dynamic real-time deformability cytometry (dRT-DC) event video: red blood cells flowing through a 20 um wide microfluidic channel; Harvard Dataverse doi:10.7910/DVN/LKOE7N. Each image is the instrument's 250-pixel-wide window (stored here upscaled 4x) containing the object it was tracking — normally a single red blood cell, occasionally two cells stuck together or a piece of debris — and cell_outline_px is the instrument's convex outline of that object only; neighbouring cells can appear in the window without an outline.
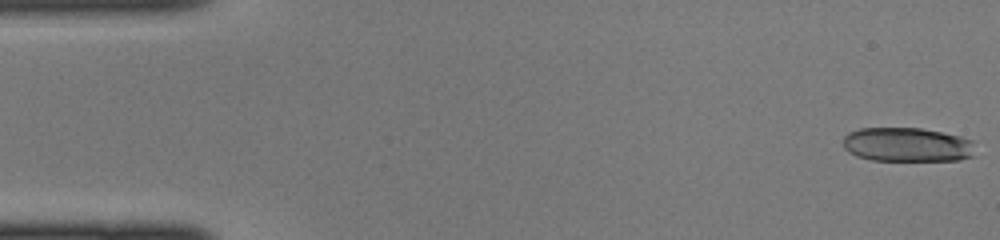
{"species": "common noctule bat (a hibernating species)", "species_latin": "Nyctalus noctula", "temperature_condition": "cold", "stored_images_in_passage": 45, "camera_frame_rate_fps": 3000, "um_per_image_px": 0.085, "animal": {"sex": "female", "body_mass_g": 22.0, "forearm_length_mm": 56.7}, "frame": {"image": 1, "passage_image": 1, "time_ms": 0.0, "image_size_px": [1000, 240], "cell_outline_px": [[972, 156], [960, 160], [872, 160], [856, 156], [848, 152], [844, 148], [844, 136], [848, 132], [860, 128], [920, 128], [960, 136], [972, 140]], "centroid_in_image_um": [77.06, 12.29], "position_along_channel_um": 7.9, "area_um2": 26.18}}
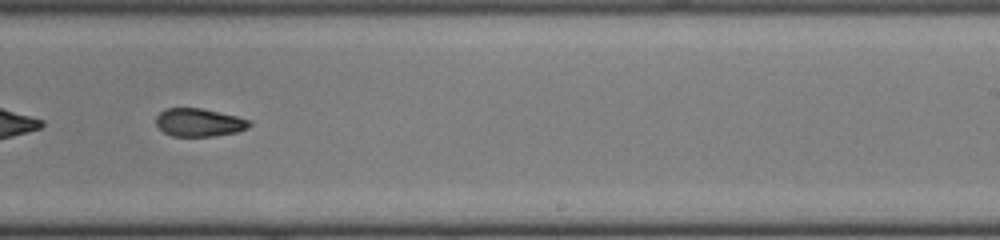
{"frame": {"image": 2, "passage_image": 28, "time_ms": 9.0, "image_size_px": [1000, 240], "cell_outline_px": [[252, 124], [248, 128], [236, 132], [212, 136], [172, 136], [164, 132], [156, 124], [156, 116], [164, 108], [200, 108], [236, 116], [252, 120]], "centroid_in_image_um": [16.93, 10.4], "position_along_channel_um": 272.1, "area_um2": 15.26}}
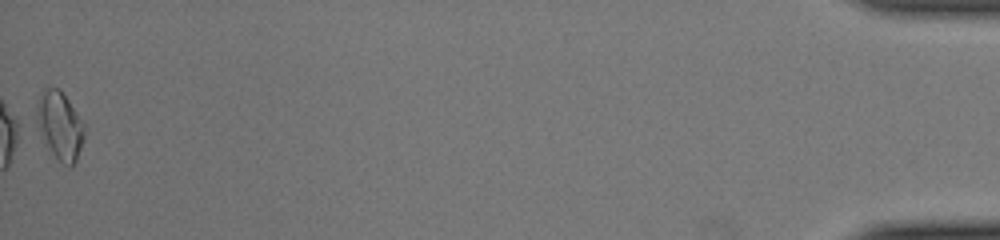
{"frame": {"image": 3, "passage_image": 45, "time_ms": 14.667, "image_size_px": [1000, 240], "cell_outline_px": [[84, 140], [76, 160], [72, 168], [68, 168], [44, 144], [32, 120], [40, 92], [48, 88], [60, 88], [84, 120]], "centroid_in_image_um": [5.05, 10.65], "position_along_channel_um": 430.2, "area_um2": 19.77}}